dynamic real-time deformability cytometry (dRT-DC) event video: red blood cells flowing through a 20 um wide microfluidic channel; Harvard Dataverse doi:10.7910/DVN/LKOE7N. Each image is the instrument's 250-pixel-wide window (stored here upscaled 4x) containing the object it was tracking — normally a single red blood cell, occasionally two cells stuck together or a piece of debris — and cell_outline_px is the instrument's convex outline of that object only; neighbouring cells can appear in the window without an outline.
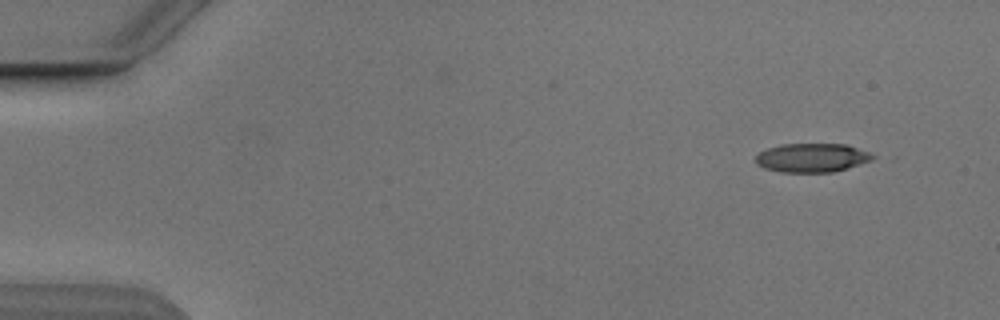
{"species": "Egyptian fruit bat (a non-hibernating species)", "species_latin": "Rousettus aegyptiacus", "temperature_condition": "cold", "stored_images_in_passage": 4, "camera_frame_rate_fps": 3000, "um_per_image_px": 0.085, "animal": {"sex": "male"}, "frame": {"image": 1, "passage_image": 1, "time_ms": 0.0, "image_size_px": [1000, 320], "cell_outline_px": [[876, 156], [872, 160], [832, 172], [780, 172], [764, 168], [756, 164], [756, 156], [760, 152], [768, 148], [780, 144], [844, 144], [868, 152]], "centroid_in_image_um": [68.98, 13.41], "position_along_channel_um": 16.0, "area_um2": 19.48}}
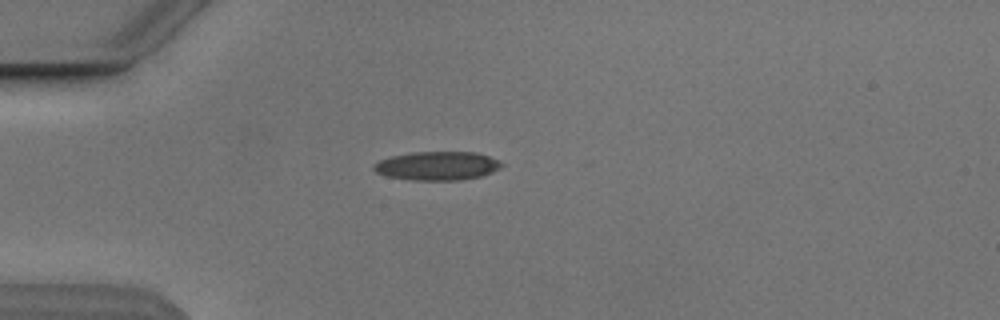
{"frame": {"image": 2, "passage_image": 4, "time_ms": 3.333, "image_size_px": [1000, 320], "cell_outline_px": [[504, 164], [500, 168], [492, 172], [480, 176], [460, 180], [412, 180], [388, 176], [376, 172], [372, 168], [372, 164], [380, 160], [392, 156], [412, 152], [476, 152], [500, 160]], "centroid_in_image_um": [37.18, 14.09], "position_along_channel_um": 47.8, "area_um2": 21.39}}